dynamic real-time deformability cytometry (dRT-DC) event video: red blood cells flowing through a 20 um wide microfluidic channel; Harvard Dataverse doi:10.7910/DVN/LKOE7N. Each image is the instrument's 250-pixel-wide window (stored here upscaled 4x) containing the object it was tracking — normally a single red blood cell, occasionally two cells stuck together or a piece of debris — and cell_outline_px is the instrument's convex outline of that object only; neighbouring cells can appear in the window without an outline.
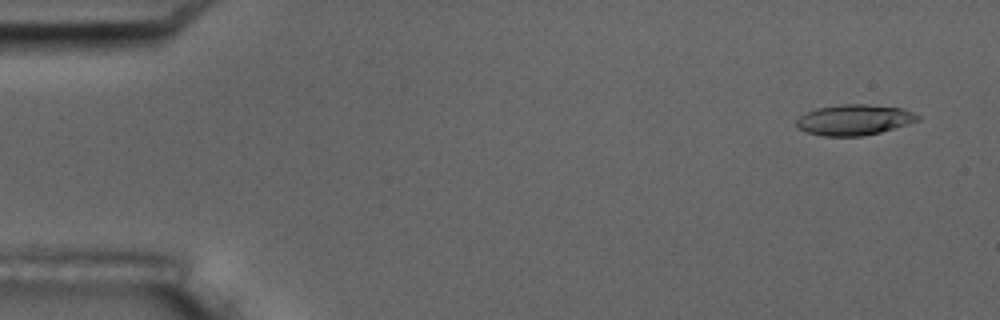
{"species": "common noctule bat (a hibernating species)", "species_latin": "Nyctalus noctula", "temperature_condition": "room temperature", "stored_images_in_passage": 6, "camera_frame_rate_fps": 3000, "um_per_image_px": 0.085, "animal": {"sex": "male", "body_mass_g": 17.5, "forearm_length_mm": 52.3}, "frame": {"image": 1, "passage_image": 1, "time_ms": 0.0, "image_size_px": [1000, 320], "cell_outline_px": [[920, 120], [908, 124], [880, 132], [864, 136], [824, 136], [808, 132], [796, 128], [796, 120], [804, 112], [816, 108], [840, 104], [868, 104], [904, 108], [920, 116]], "centroid_in_image_um": [72.6, 10.18], "position_along_channel_um": 12.4, "area_um2": 21.85}}
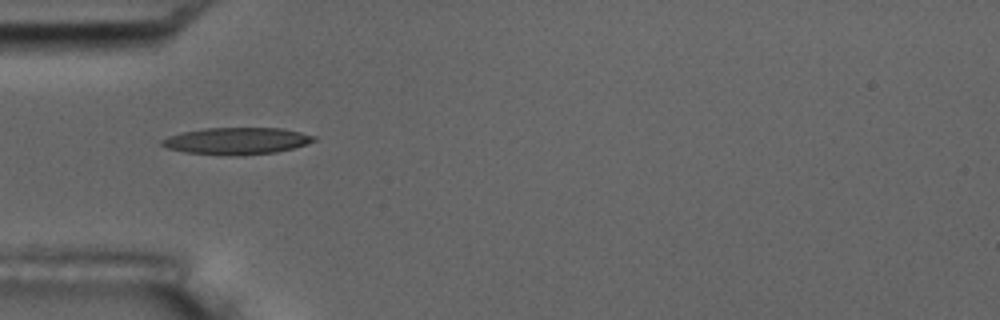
{"frame": {"image": 2, "passage_image": 4, "time_ms": 4.667, "image_size_px": [1000, 320], "cell_outline_px": [[316, 140], [292, 148], [276, 152], [240, 156], [220, 156], [184, 152], [168, 148], [160, 144], [160, 140], [168, 136], [184, 132], [204, 128], [280, 128], [300, 132], [316, 136]], "centroid_in_image_um": [20.08, 11.99], "position_along_channel_um": 64.9, "area_um2": 23.93}}